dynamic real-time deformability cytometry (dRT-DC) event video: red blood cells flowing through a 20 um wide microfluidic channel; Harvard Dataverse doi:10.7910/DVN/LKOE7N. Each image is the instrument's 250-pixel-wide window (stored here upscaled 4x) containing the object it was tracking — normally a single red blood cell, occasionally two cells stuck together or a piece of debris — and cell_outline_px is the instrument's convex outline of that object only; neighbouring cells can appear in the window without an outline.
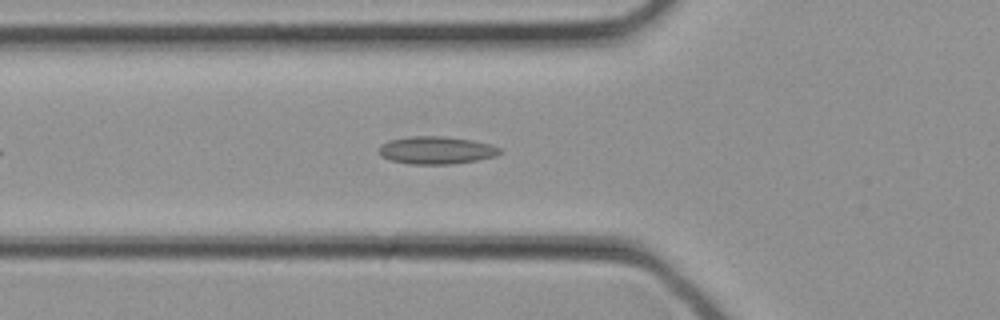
{"species": "common noctule bat (a hibernating species)", "species_latin": "Nyctalus noctula", "temperature_condition": "cold", "stored_images_in_passage": 27, "camera_frame_rate_fps": 3000, "um_per_image_px": 0.085, "animal": {"sex": "female", "body_mass_g": 21.9}, "frame": {"image": 1, "passage_image": 6, "time_ms": 1.667, "image_size_px": [1000, 320], "cell_outline_px": [[500, 152], [496, 156], [476, 160], [452, 164], [408, 164], [392, 160], [380, 156], [380, 144], [388, 140], [408, 136], [444, 136], [472, 140], [492, 144], [500, 148]], "centroid_in_image_um": [37.07, 12.76], "position_along_channel_um": 88.7, "area_um2": 19.54}}
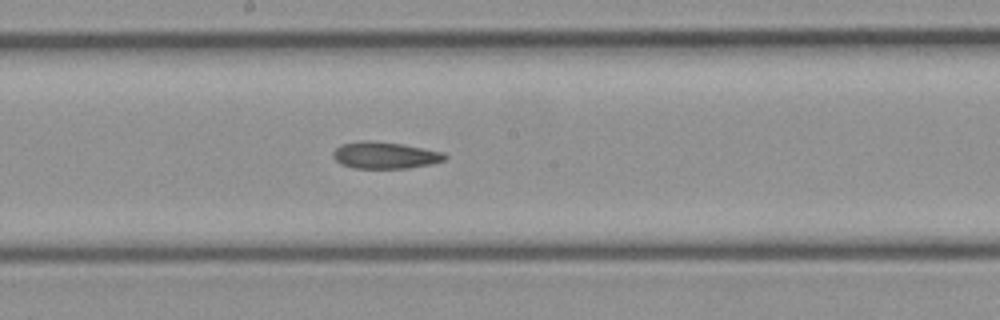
{"frame": {"image": 2, "passage_image": 12, "time_ms": 3.667, "image_size_px": [1000, 320], "cell_outline_px": [[448, 156], [444, 160], [432, 164], [408, 168], [352, 168], [340, 164], [332, 156], [332, 152], [340, 144], [400, 144], [444, 152]], "centroid_in_image_um": [32.77, 13.26], "position_along_channel_um": 215.4, "area_um2": 16.53}}
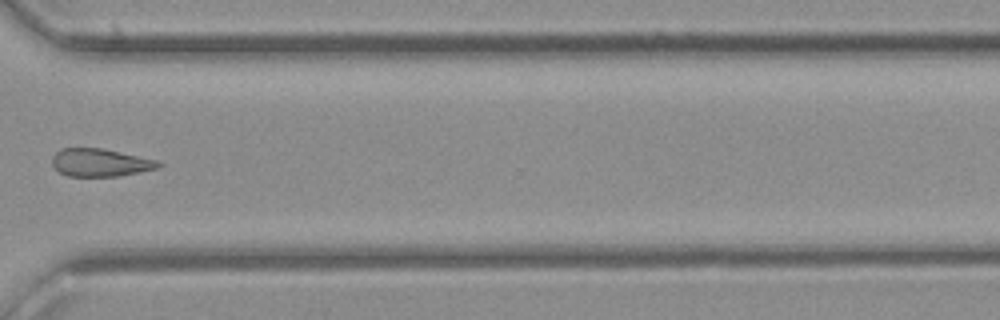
{"frame": {"image": 3, "passage_image": 19, "time_ms": 6.0, "image_size_px": [1000, 320], "cell_outline_px": [[164, 164], [160, 168], [120, 176], [68, 176], [60, 172], [52, 164], [52, 156], [60, 148], [100, 148], [160, 160]], "centroid_in_image_um": [8.58, 13.82], "position_along_channel_um": 362.0, "area_um2": 17.4}}